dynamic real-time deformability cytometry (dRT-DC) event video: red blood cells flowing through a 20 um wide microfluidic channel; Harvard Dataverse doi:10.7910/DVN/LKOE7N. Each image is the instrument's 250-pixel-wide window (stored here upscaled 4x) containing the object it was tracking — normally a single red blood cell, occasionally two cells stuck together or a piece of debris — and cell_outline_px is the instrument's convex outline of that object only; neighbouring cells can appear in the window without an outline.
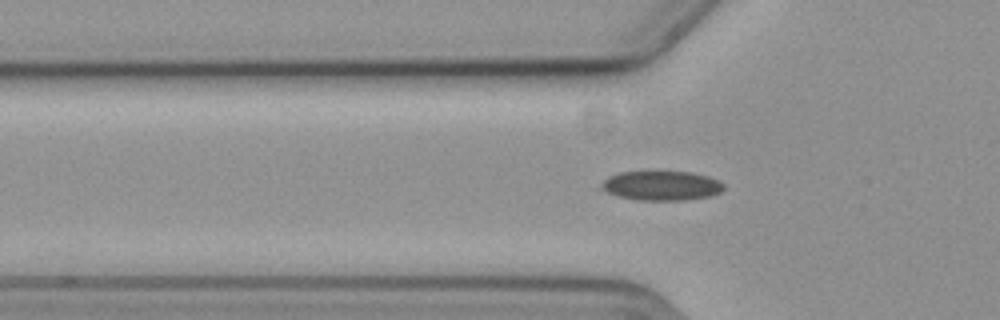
{"species": "common noctule bat (a hibernating species)", "species_latin": "Nyctalus noctula", "temperature_condition": "cold", "stored_images_in_passage": 41, "camera_frame_rate_fps": 3000, "um_per_image_px": 0.085, "animal": {"sex": "female", "body_mass_g": 19.3, "forearm_length_mm": 54.1}, "frame": {"image": 1, "passage_image": 11, "time_ms": 3.333, "image_size_px": [1000, 320], "cell_outline_px": [[724, 188], [720, 192], [712, 196], [688, 200], [640, 200], [616, 196], [600, 188], [604, 180], [608, 176], [620, 172], [692, 172], [708, 176], [724, 184]], "centroid_in_image_um": [56.24, 15.79], "position_along_channel_um": 69.6, "area_um2": 20.98}}
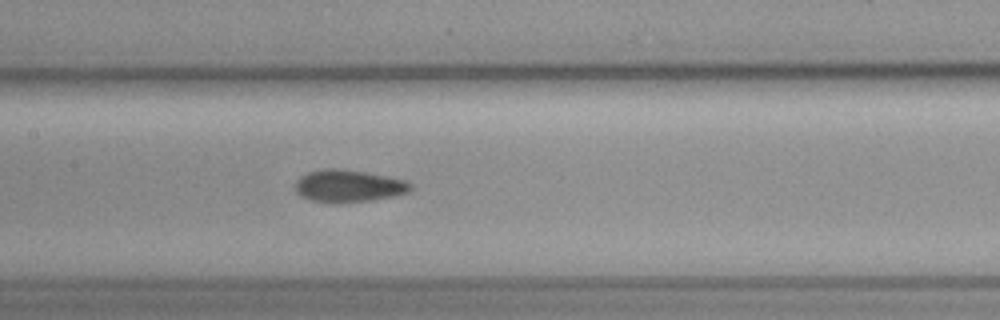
{"frame": {"image": 2, "passage_image": 20, "time_ms": 6.333, "image_size_px": [1000, 320], "cell_outline_px": [[412, 188], [408, 192], [392, 196], [372, 200], [336, 204], [332, 204], [308, 200], [300, 196], [296, 192], [296, 180], [300, 176], [308, 172], [328, 168], [340, 168], [364, 172], [404, 180], [412, 184]], "centroid_in_image_um": [29.57, 15.83], "position_along_channel_um": 177.8, "area_um2": 21.85}}
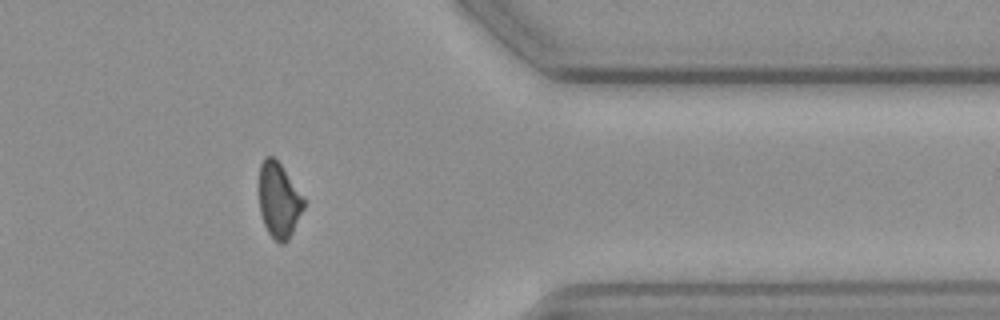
{"frame": {"image": 3, "passage_image": 39, "time_ms": 12.667, "image_size_px": [1000, 320], "cell_outline_px": [[304, 208], [288, 240], [284, 244], [280, 244], [268, 232], [264, 224], [260, 212], [260, 164], [264, 156], [272, 156], [280, 164], [304, 200]], "centroid_in_image_um": [23.68, 17.04], "position_along_channel_um": 387.7, "area_um2": 19.02}, "authors_computed_cell_mechanics": {"area_um2": 21.0392, "velocity_mm_per_s": 3.6028, "shape_relaxation_time_tau1_ms": null, "shape_relaxation_time_tau2_ms": 7.8255, "deformation_change_tau1": null, "deformation_change_tau2": 0.1078}}